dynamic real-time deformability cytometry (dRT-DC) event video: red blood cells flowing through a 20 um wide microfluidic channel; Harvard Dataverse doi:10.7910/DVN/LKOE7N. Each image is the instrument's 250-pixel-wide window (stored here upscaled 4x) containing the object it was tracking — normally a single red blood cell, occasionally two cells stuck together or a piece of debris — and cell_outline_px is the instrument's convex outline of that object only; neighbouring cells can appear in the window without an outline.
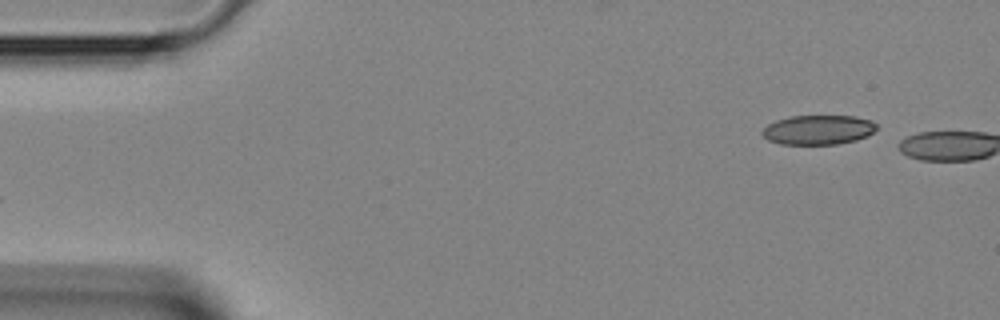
{"species": "Egyptian fruit bat (a non-hibernating species)", "species_latin": "Rousettus aegyptiacus", "temperature_condition": "room temperature", "stored_images_in_passage": 2, "camera_frame_rate_fps": 3000, "um_per_image_px": 0.085, "animal": {"sex": "female"}, "frame": {"image": 1, "passage_image": 1, "time_ms": 0.0, "image_size_px": [1000, 320], "cell_outline_px": [[876, 128], [868, 136], [856, 140], [836, 144], [780, 144], [768, 140], [760, 132], [768, 124], [776, 120], [792, 116], [852, 116], [872, 120], [876, 124]], "centroid_in_image_um": [69.54, 11.03], "position_along_channel_um": 15.5, "area_um2": 19.59}}